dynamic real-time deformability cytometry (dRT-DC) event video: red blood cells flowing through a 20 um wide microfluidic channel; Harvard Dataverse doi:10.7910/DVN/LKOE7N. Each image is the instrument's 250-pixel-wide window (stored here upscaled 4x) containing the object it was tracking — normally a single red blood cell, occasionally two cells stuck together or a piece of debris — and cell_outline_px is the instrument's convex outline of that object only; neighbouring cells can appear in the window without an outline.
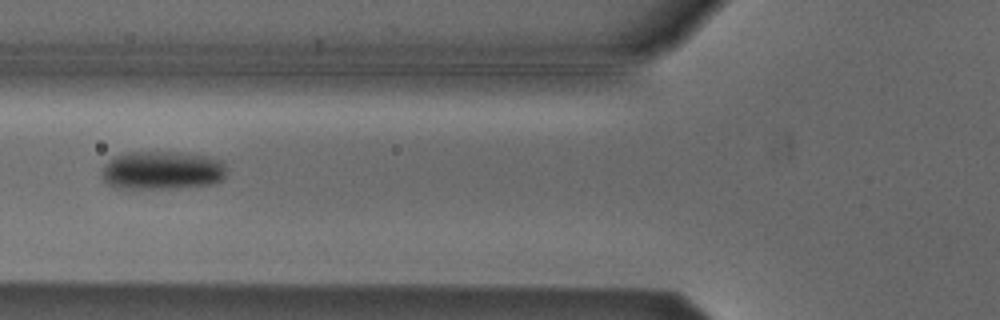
{"species": "Egyptian fruit bat (a non-hibernating species)", "species_latin": "Rousettus aegyptiacus", "temperature_condition": "cold", "stored_images_in_passage": 5, "camera_frame_rate_fps": 3000, "um_per_image_px": 0.085, "animal": {"sex": "male"}, "frame": {"image": 1, "passage_image": 5, "time_ms": 1.333, "image_size_px": [1000, 320], "cell_outline_px": [[224, 176], [220, 180], [212, 184], [176, 188], [116, 188], [108, 184], [100, 176], [100, 172], [104, 164], [108, 160], [116, 156], [128, 152], [188, 152], [208, 156], [224, 160]], "centroid_in_image_um": [13.76, 14.47], "position_along_channel_um": 112.0, "area_um2": 28.26}}